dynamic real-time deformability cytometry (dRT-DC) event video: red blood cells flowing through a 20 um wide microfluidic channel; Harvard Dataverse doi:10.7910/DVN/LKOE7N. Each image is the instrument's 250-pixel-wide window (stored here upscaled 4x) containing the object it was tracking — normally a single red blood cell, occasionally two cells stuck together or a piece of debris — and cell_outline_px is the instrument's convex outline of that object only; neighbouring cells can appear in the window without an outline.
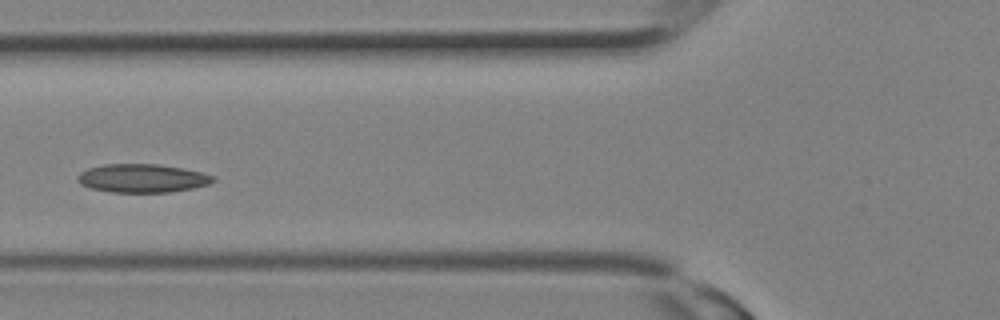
{"species": "Egyptian fruit bat (a non-hibernating species)", "species_latin": "Rousettus aegyptiacus", "temperature_condition": "room temperature", "stored_images_in_passage": 10, "camera_frame_rate_fps": 3000, "um_per_image_px": 0.085, "animal": {"sex": "female"}, "frame": {"image": 1, "passage_image": 9, "time_ms": 2.667, "image_size_px": [1000, 320], "cell_outline_px": [[216, 180], [208, 184], [192, 188], [168, 192], [112, 192], [92, 188], [80, 184], [76, 180], [76, 176], [80, 172], [88, 168], [104, 164], [156, 164], [184, 168], [216, 176]], "centroid_in_image_um": [12.08, 15.14], "position_along_channel_um": 113.7, "area_um2": 22.48}}